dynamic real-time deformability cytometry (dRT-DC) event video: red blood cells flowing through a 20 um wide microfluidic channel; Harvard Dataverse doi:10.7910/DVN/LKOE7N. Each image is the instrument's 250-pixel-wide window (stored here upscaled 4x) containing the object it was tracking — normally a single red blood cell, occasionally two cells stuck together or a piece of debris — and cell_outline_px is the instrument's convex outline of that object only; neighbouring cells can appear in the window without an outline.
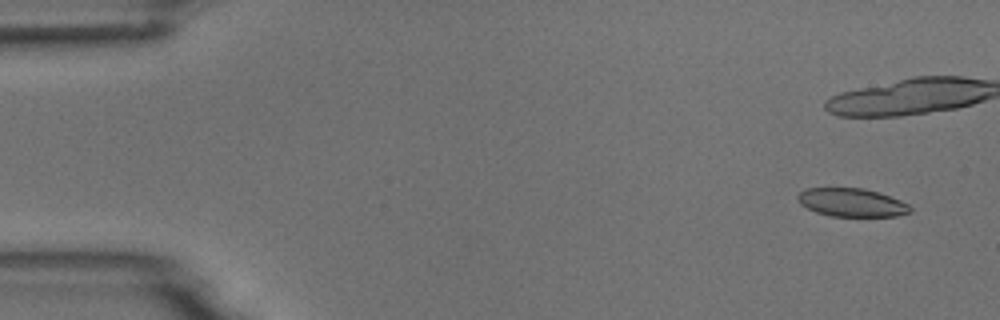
{"species": "common noctule bat (a hibernating species)", "species_latin": "Nyctalus noctula", "temperature_condition": "room temperature", "stored_images_in_passage": 16, "camera_frame_rate_fps": 3000, "um_per_image_px": 0.085, "animal": {"sex": "male", "body_mass_g": 18.8}, "frame": {"image": 1, "passage_image": 1, "time_ms": 0.0, "image_size_px": [1000, 320], "cell_outline_px": [[912, 212], [896, 216], [832, 216], [816, 212], [800, 204], [796, 200], [796, 196], [804, 188], [864, 188], [900, 200], [908, 204], [912, 208]], "centroid_in_image_um": [72.37, 17.21], "position_along_channel_um": 12.6, "area_um2": 18.55}, "authors_computed_cell_mechanics": {"area_um2": 22.7732, "velocity_mm_per_s": 3.7401, "shape_relaxation_time_tau1_ms": 4.7828, "shape_relaxation_time_tau2_ms": null, "deformation_change_tau1": 0.1394, "deformation_change_tau2": null}}